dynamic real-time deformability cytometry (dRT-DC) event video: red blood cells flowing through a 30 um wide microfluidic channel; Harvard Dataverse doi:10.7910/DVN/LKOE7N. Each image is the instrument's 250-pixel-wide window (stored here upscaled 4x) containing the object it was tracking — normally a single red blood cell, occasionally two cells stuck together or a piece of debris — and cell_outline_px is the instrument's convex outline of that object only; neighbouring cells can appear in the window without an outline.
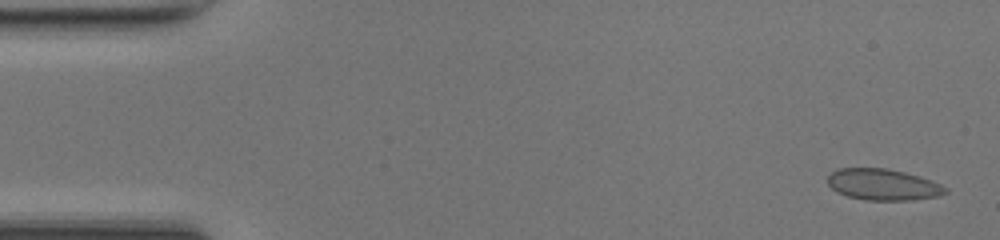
{"species": "common noctule bat (a hibernating species)", "species_latin": "Nyctalus noctula", "temperature_condition": "room temperature", "stored_images_in_passage": 46, "camera_frame_rate_fps": 3000, "um_per_image_px": 0.085, "animal": {"sex": "female", "body_mass_g": 17.0, "forearm_length_mm": 48.0}, "frame": {"image": 1, "passage_image": 2, "time_ms": 0.333, "image_size_px": [1000, 240], "cell_outline_px": [[948, 192], [936, 196], [912, 200], [864, 200], [848, 196], [836, 192], [828, 184], [828, 176], [832, 172], [840, 168], [888, 168], [920, 176], [932, 180], [948, 188]], "centroid_in_image_um": [75.06, 15.69], "position_along_channel_um": 9.9, "area_um2": 21.5}}
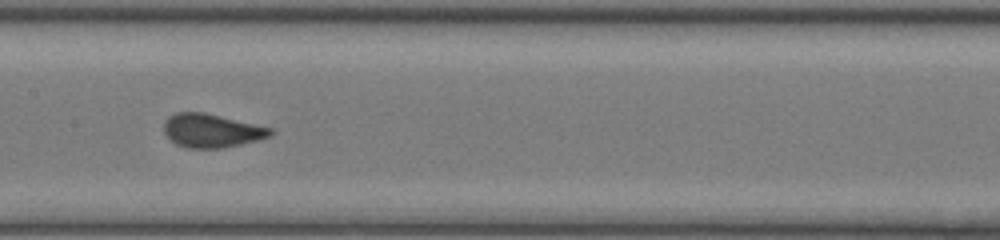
{"frame": {"image": 2, "passage_image": 24, "time_ms": 7.667, "image_size_px": [1000, 240], "cell_outline_px": [[276, 132], [272, 136], [260, 140], [224, 148], [184, 148], [176, 144], [164, 132], [164, 120], [168, 116], [176, 112], [204, 112], [276, 128]], "centroid_in_image_um": [18.06, 11.1], "position_along_channel_um": 189.3, "area_um2": 21.39}}
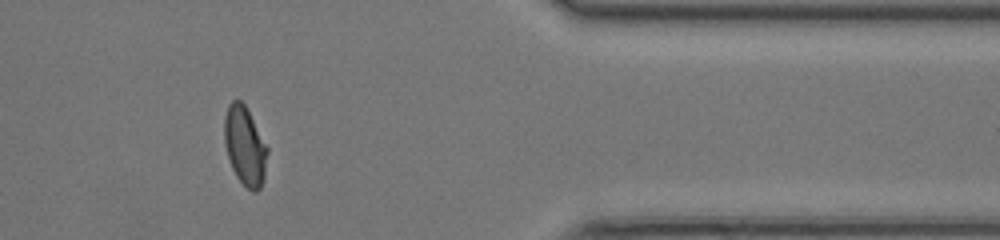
{"frame": {"image": 3, "passage_image": 40, "time_ms": 13.0, "image_size_px": [1000, 240], "cell_outline_px": [[268, 152], [264, 180], [260, 188], [256, 192], [252, 192], [236, 176], [232, 168], [228, 156], [224, 140], [224, 116], [228, 104], [232, 100], [240, 100], [244, 104], [268, 148]], "centroid_in_image_um": [20.81, 12.41], "position_along_channel_um": 390.6, "area_um2": 19.65}}